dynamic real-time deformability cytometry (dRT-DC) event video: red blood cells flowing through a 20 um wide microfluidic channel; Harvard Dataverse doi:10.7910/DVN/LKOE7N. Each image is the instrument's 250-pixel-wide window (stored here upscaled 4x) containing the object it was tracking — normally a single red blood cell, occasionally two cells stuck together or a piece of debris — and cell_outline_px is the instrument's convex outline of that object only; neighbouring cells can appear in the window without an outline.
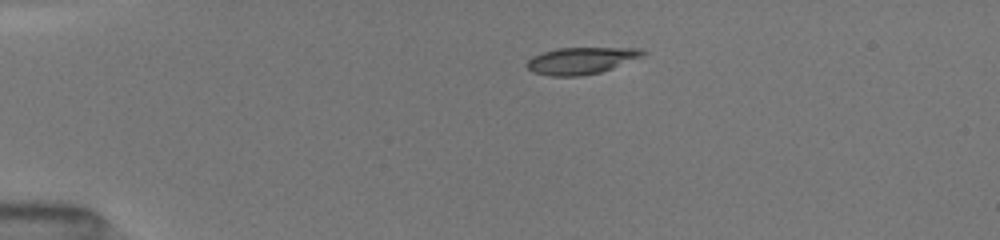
{"species": "common noctule bat (a hibernating species)", "species_latin": "Nyctalus noctula", "temperature_condition": "room temperature", "stored_images_in_passage": 23, "camera_frame_rate_fps": 3000, "um_per_image_px": 0.085, "animal": {"sex": "female", "body_mass_g": 19.5, "forearm_length_mm": 54.1}, "frame": {"image": 1, "passage_image": 1, "time_ms": 0.0, "image_size_px": [1000, 240], "cell_outline_px": [[648, 52], [640, 56], [612, 68], [600, 72], [580, 76], [548, 76], [532, 72], [524, 64], [532, 56], [544, 52], [560, 48], [636, 48]], "centroid_in_image_um": [49.32, 5.16], "position_along_channel_um": 35.7, "area_um2": 17.86}}
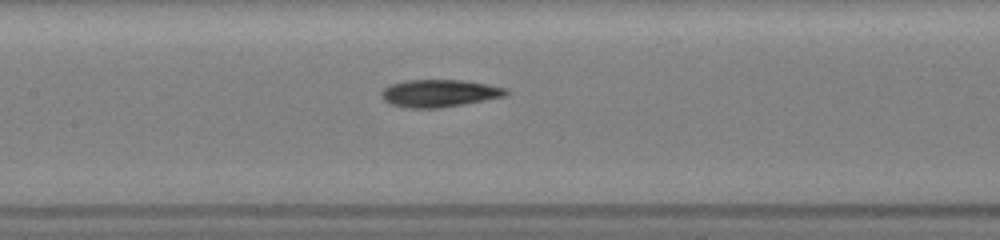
{"frame": {"image": 2, "passage_image": 9, "time_ms": 4.667, "image_size_px": [1000, 240], "cell_outline_px": [[508, 92], [504, 96], [464, 104], [440, 108], [408, 108], [392, 104], [384, 100], [380, 96], [380, 92], [388, 84], [408, 80], [464, 80], [488, 84], [508, 88]], "centroid_in_image_um": [37.32, 7.92], "position_along_channel_um": 170.1, "area_um2": 20.0}}
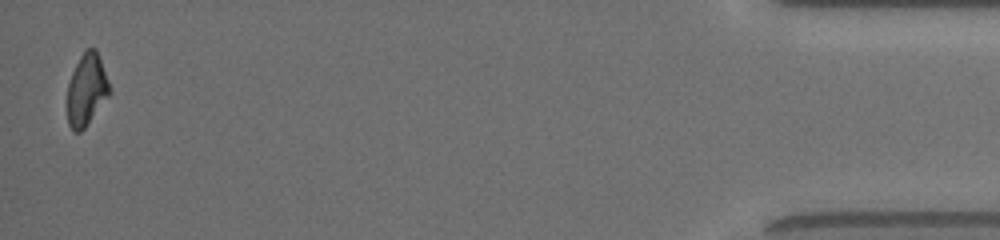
{"frame": {"image": 3, "passage_image": 23, "time_ms": 13.0, "image_size_px": [1000, 240], "cell_outline_px": [[112, 92], [84, 128], [80, 132], [72, 132], [68, 124], [68, 84], [72, 72], [84, 48], [96, 48], [112, 88]], "centroid_in_image_um": [7.38, 7.61], "position_along_channel_um": 427.8, "area_um2": 17.86}, "authors_computed_cell_mechanics": {"area_um2": 19.074, "velocity_mm_per_s": 4.0579, "shape_relaxation_time_tau1_ms": 4.2729, "shape_relaxation_time_tau2_ms": null, "deformation_change_tau1": 0.1594, "deformation_change_tau2": null}}